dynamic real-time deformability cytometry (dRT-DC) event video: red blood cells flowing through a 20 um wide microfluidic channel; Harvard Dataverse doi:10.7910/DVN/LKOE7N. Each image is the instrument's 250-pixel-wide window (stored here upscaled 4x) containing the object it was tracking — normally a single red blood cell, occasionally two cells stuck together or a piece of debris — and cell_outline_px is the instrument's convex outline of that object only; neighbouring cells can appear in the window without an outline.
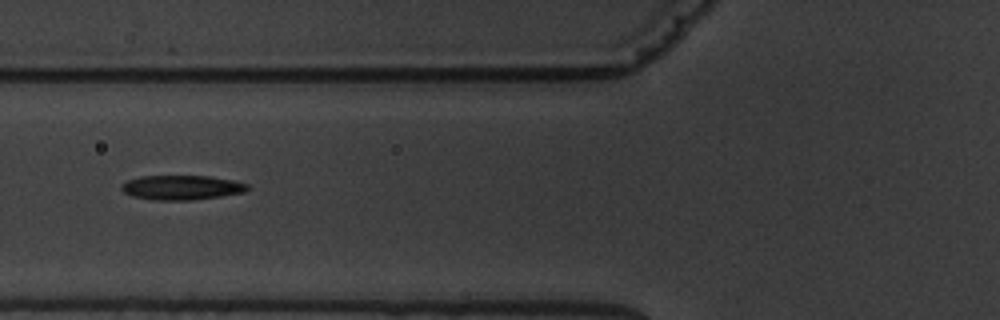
{"species": "common noctule bat (a hibernating species)", "species_latin": "Nyctalus noctula", "temperature_condition": "warm", "stored_images_in_passage": 11, "camera_frame_rate_fps": 3000, "um_per_image_px": 0.085, "animal": {"sex": "male", "body_mass_g": 19.5, "forearm_length_mm": 54.6}, "frame": {"image": 1, "passage_image": 2, "time_ms": 1.0, "image_size_px": [1000, 320], "cell_outline_px": [[248, 188], [244, 192], [220, 196], [192, 200], [152, 200], [132, 196], [124, 192], [120, 188], [120, 184], [128, 180], [140, 176], [208, 176], [232, 180], [248, 184]], "centroid_in_image_um": [15.39, 15.94], "position_along_channel_um": 110.4, "area_um2": 17.98}}
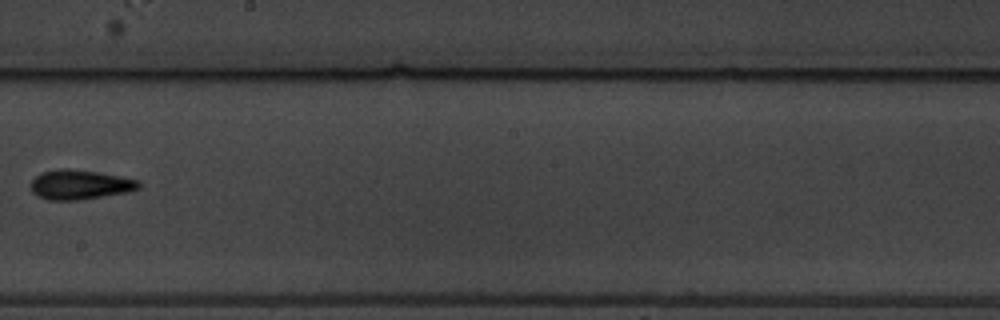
{"frame": {"image": 2, "passage_image": 5, "time_ms": 4.667, "image_size_px": [1000, 320], "cell_outline_px": [[140, 188], [128, 192], [84, 200], [48, 200], [36, 196], [32, 192], [32, 180], [40, 172], [56, 168], [68, 168], [96, 172], [120, 176], [140, 180]], "centroid_in_image_um": [6.79, 15.7], "position_along_channel_um": 241.4, "area_um2": 18.9}}
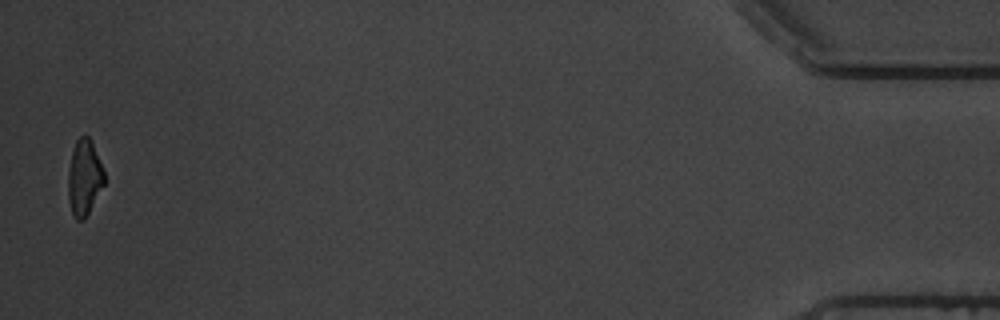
{"frame": {"image": 3, "passage_image": 11, "time_ms": 12.333, "image_size_px": [1000, 320], "cell_outline_px": [[104, 184], [84, 220], [76, 220], [72, 212], [68, 200], [68, 172], [72, 152], [76, 140], [80, 136], [88, 136], [92, 140], [104, 172]], "centroid_in_image_um": [7.15, 15.09], "position_along_channel_um": 428.0, "area_um2": 15.84}}